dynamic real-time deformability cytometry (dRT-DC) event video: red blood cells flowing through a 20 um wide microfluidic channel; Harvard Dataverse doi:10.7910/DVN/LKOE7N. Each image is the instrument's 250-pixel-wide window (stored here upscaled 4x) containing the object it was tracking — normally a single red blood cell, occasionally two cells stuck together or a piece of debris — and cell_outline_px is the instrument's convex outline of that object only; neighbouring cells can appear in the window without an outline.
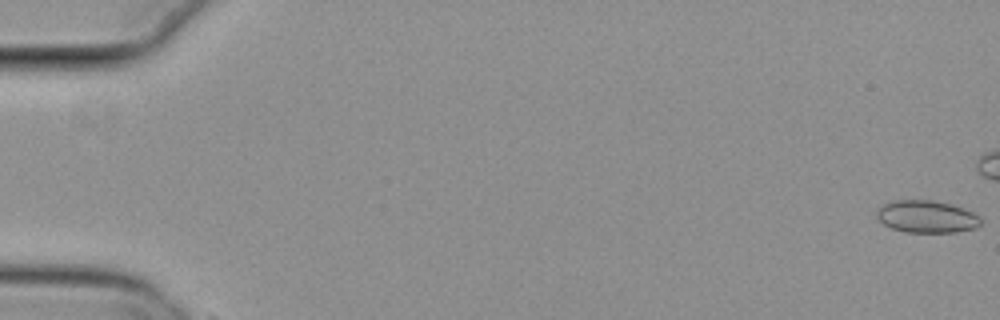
{"species": "common noctule bat (a hibernating species)", "species_latin": "Nyctalus noctula", "temperature_condition": "cold", "stored_images_in_passage": 2, "camera_frame_rate_fps": 3000, "um_per_image_px": 0.085, "animal": {"sex": "female", "body_mass_g": 29.2, "forearm_length_mm": 56.3}, "frame": {"image": 1, "passage_image": 1, "time_ms": 0.0, "image_size_px": [1000, 320], "cell_outline_px": [[980, 224], [976, 228], [956, 232], [904, 232], [892, 228], [884, 224], [876, 216], [876, 212], [884, 204], [892, 200], [932, 200], [952, 204], [972, 212], [980, 216]], "centroid_in_image_um": [78.77, 18.41], "position_along_channel_um": 6.2, "area_um2": 19.54}}